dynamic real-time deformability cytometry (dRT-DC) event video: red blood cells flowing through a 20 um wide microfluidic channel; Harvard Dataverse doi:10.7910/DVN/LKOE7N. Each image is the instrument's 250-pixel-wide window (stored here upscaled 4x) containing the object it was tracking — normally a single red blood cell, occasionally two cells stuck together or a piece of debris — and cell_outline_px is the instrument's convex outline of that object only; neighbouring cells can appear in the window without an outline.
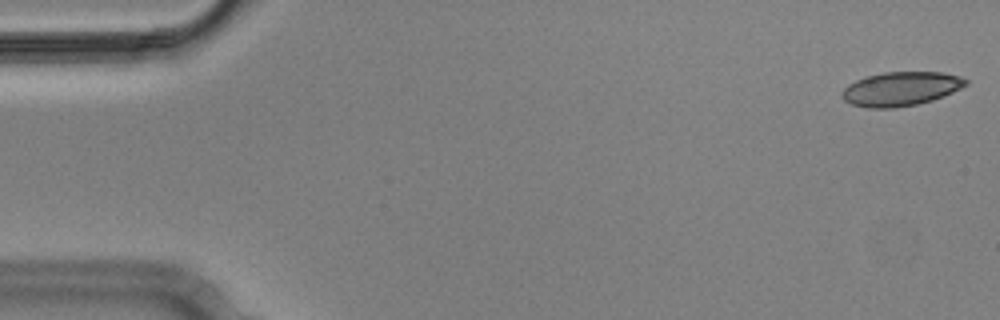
{"species": "Egyptian fruit bat (a non-hibernating species)", "species_latin": "Rousettus aegyptiacus", "temperature_condition": "cold", "stored_images_in_passage": 6, "camera_frame_rate_fps": 3000, "um_per_image_px": 0.085, "animal": {"sex": "male"}, "frame": {"image": 1, "passage_image": 1, "time_ms": 0.0, "image_size_px": [1000, 320], "cell_outline_px": [[968, 84], [952, 92], [932, 100], [916, 104], [896, 108], [868, 108], [852, 104], [844, 100], [840, 96], [840, 92], [848, 84], [864, 76], [884, 72], [940, 72], [960, 76], [968, 80]], "centroid_in_image_um": [76.53, 7.55], "position_along_channel_um": 8.5, "area_um2": 24.62}}
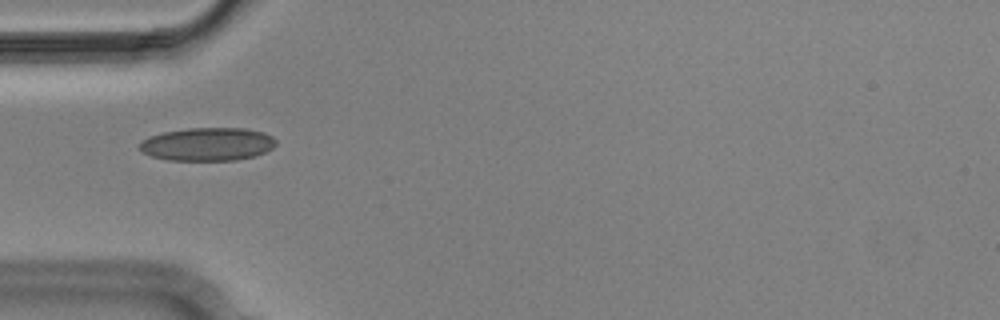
{"frame": {"image": 2, "passage_image": 5, "time_ms": 1.333, "image_size_px": [1000, 320], "cell_outline_px": [[276, 144], [272, 148], [256, 156], [236, 160], [168, 160], [152, 156], [144, 152], [140, 148], [140, 144], [148, 136], [164, 132], [188, 128], [244, 128], [264, 132], [272, 136], [276, 140]], "centroid_in_image_um": [17.68, 12.25], "position_along_channel_um": 67.3, "area_um2": 26.3}}